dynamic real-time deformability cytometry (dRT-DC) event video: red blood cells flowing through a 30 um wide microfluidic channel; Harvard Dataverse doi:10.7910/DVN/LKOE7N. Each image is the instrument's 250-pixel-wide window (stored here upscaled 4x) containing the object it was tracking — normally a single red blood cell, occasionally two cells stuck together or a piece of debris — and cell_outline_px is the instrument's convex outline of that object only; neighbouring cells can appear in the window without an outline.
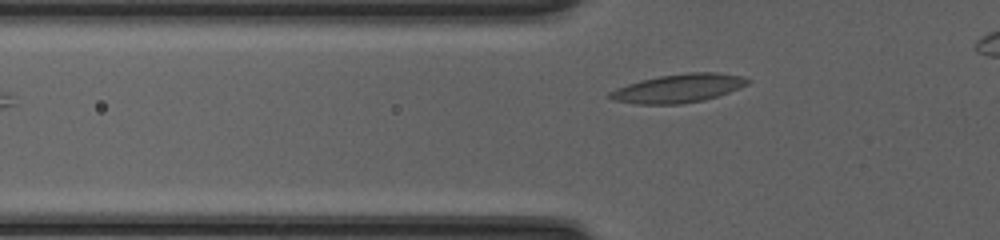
{"species": "common noctule bat (a hibernating species)", "species_latin": "Nyctalus noctula", "temperature_condition": "cold", "stored_images_in_passage": 30, "camera_frame_rate_fps": 3000, "um_per_image_px": 0.085, "animal": {"sex": "female", "body_mass_g": 20.0, "forearm_length_mm": 54.0}, "frame": {"image": 1, "passage_image": 3, "time_ms": 0.667, "image_size_px": [1000, 240], "cell_outline_px": [[752, 80], [748, 84], [740, 88], [704, 100], [680, 104], [636, 104], [612, 100], [608, 96], [608, 92], [616, 88], [640, 80], [660, 76], [688, 72], [716, 72], [744, 76]], "centroid_in_image_um": [57.67, 7.5], "position_along_channel_um": 68.1, "area_um2": 23.0}}
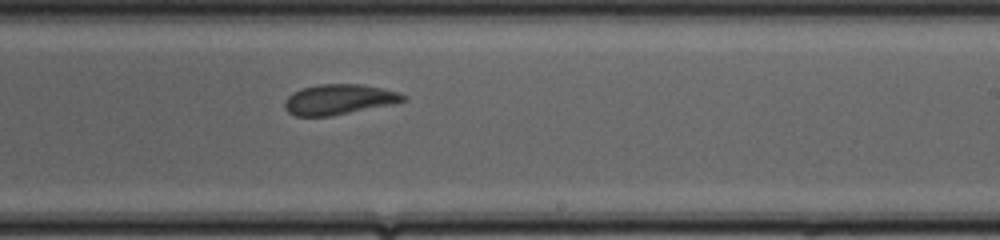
{"frame": {"image": 2, "passage_image": 17, "time_ms": 5.333, "image_size_px": [1000, 240], "cell_outline_px": [[404, 100], [392, 104], [332, 116], [296, 116], [288, 112], [284, 108], [284, 104], [288, 96], [292, 92], [300, 88], [320, 84], [360, 84], [400, 92], [404, 96]], "centroid_in_image_um": [28.76, 8.45], "position_along_channel_um": 260.2, "area_um2": 20.81}}
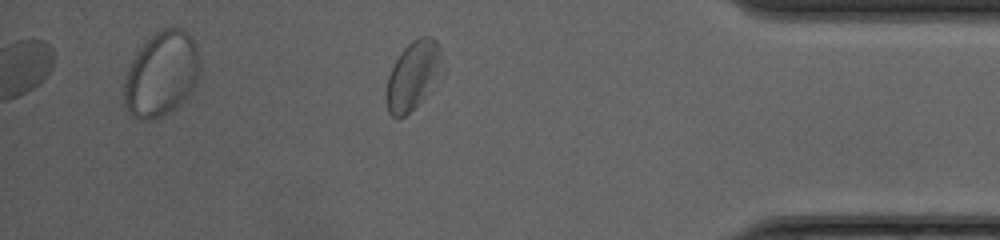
{"frame": {"image": 3, "passage_image": 29, "time_ms": 9.333, "image_size_px": [1000, 240], "cell_outline_px": [[444, 72], [420, 100], [404, 116], [396, 120], [388, 112], [384, 100], [384, 92], [388, 76], [400, 52], [412, 40], [420, 36], [432, 36], [436, 40], [440, 48]], "centroid_in_image_um": [35.09, 6.4], "position_along_channel_um": 400.1, "area_um2": 22.6}}